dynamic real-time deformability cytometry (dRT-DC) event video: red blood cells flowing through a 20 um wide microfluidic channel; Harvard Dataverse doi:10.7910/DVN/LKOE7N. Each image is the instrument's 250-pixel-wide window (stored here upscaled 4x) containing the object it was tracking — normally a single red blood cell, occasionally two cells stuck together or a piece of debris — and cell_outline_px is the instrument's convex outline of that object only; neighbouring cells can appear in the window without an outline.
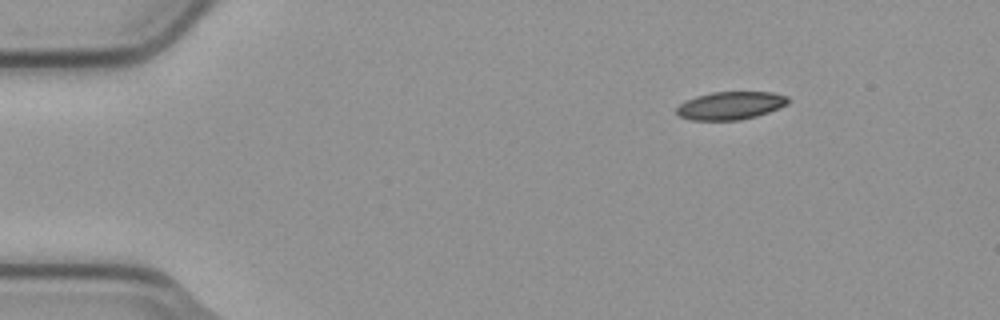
{"species": "common noctule bat (a hibernating species)", "species_latin": "Nyctalus noctula", "temperature_condition": "cold", "stored_images_in_passage": 5, "segment_of_instrument_passage": [2, 2], "camera_frame_rate_fps": 3000, "um_per_image_px": 0.085, "animal": {"sex": "male", "body_mass_g": 23.1, "forearm_length_mm": 52.7}, "frame": {"image": 1, "passage_image": 5, "time_ms": 1.333, "image_size_px": [1000, 320], "cell_outline_px": [[788, 104], [768, 112], [756, 116], [740, 120], [692, 120], [680, 116], [676, 112], [676, 108], [680, 104], [696, 96], [712, 92], [772, 92], [788, 96]], "centroid_in_image_um": [62.1, 8.97], "position_along_channel_um": 22.9, "area_um2": 18.03}}